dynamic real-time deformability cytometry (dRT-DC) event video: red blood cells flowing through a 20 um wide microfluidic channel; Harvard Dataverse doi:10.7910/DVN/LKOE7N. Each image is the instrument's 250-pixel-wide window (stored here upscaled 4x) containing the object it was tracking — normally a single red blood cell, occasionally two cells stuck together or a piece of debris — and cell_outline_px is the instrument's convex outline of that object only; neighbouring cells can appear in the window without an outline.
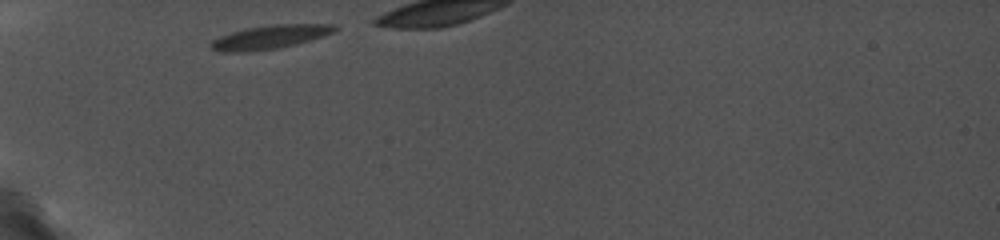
{"species": "common noctule bat (a hibernating species)", "species_latin": "Nyctalus noctula", "temperature_condition": "cold", "stored_images_in_passage": 13, "camera_frame_rate_fps": 5000, "um_per_image_px": 0.085, "animal": {"sex": "female", "body_mass_g": 19.0, "forearm_length_mm": 56.7}, "frame": {"image": 1, "passage_image": 1, "time_ms": 0.0, "image_size_px": [1000, 240], "cell_outline_px": [[336, 28], [332, 32], [308, 40], [280, 48], [244, 52], [220, 52], [212, 48], [208, 44], [212, 40], [220, 36], [232, 32], [248, 28], [272, 24], [336, 24]], "centroid_in_image_um": [22.87, 3.15], "position_along_channel_um": 62.1, "area_um2": 16.82}}
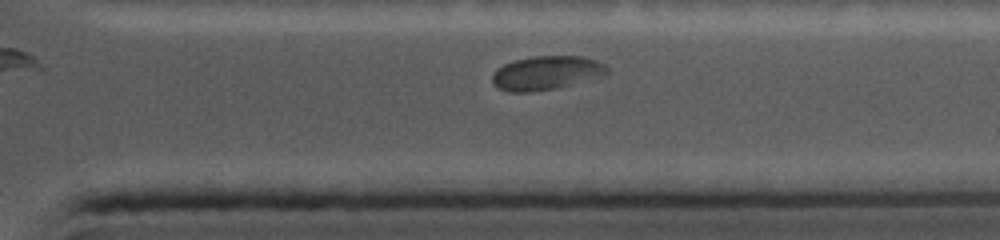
{"frame": {"image": 2, "passage_image": 13, "time_ms": 9.8, "image_size_px": [1000, 240], "cell_outline_px": [[612, 72], [608, 76], [556, 88], [528, 92], [508, 92], [496, 88], [492, 84], [492, 72], [496, 68], [504, 64], [516, 60], [532, 56], [584, 56], [596, 60], [604, 64]], "centroid_in_image_um": [46.48, 6.2], "position_along_channel_um": 364.9, "area_um2": 23.24}}